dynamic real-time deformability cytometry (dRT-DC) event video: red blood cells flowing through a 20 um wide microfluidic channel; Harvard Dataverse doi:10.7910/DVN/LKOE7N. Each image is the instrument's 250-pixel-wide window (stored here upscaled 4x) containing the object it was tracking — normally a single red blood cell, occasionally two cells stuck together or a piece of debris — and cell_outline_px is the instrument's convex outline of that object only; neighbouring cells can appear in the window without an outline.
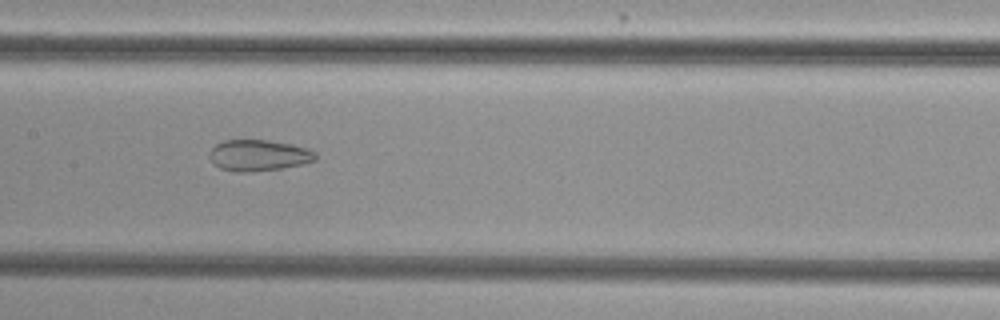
{"species": "common noctule bat (a hibernating species)", "species_latin": "Nyctalus noctula", "temperature_condition": "cold", "stored_images_in_passage": 23, "camera_frame_rate_fps": 3000, "um_per_image_px": 0.085, "animal": {"sex": "female", "body_mass_g": 29.2, "forearm_length_mm": 56.3}, "frame": {"image": 1, "passage_image": 10, "time_ms": 3.0, "image_size_px": [1000, 320], "cell_outline_px": [[316, 160], [304, 164], [280, 168], [252, 172], [236, 172], [220, 168], [208, 156], [212, 148], [216, 144], [224, 140], [268, 140], [292, 144], [308, 148], [316, 152]], "centroid_in_image_um": [22.01, 13.2], "position_along_channel_um": 185.4, "area_um2": 19.31}}
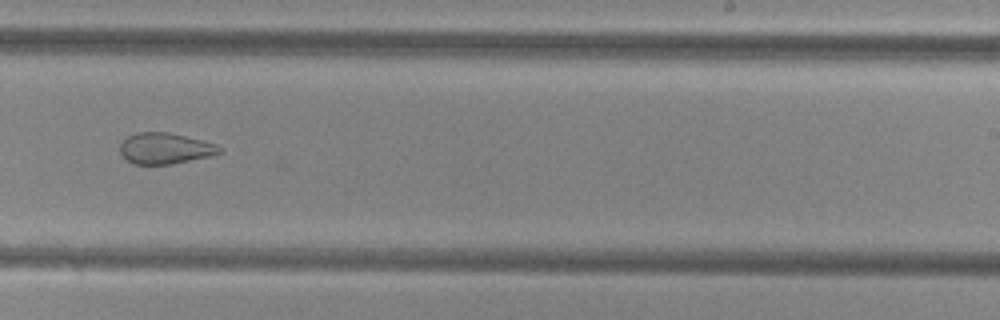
{"frame": {"image": 2, "passage_image": 17, "time_ms": 5.333, "image_size_px": [1000, 320], "cell_outline_px": [[224, 152], [212, 156], [172, 164], [132, 164], [120, 152], [120, 144], [128, 136], [136, 132], [168, 132], [216, 144], [224, 148]], "centroid_in_image_um": [14.07, 12.62], "position_along_channel_um": 274.9, "area_um2": 18.03}}
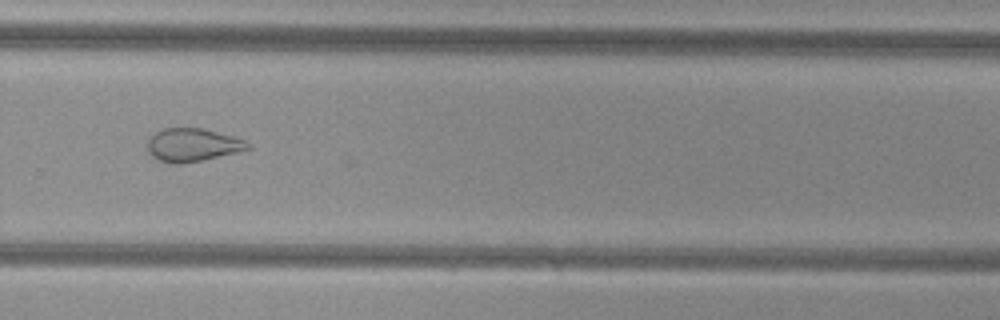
{"frame": {"image": 3, "passage_image": 20, "time_ms": 6.333, "image_size_px": [1000, 320], "cell_outline_px": [[252, 148], [204, 160], [180, 164], [176, 164], [160, 160], [152, 156], [148, 152], [148, 140], [156, 132], [164, 128], [204, 128], [232, 136], [244, 140], [252, 144]], "centroid_in_image_um": [16.39, 12.32], "position_along_channel_um": 313.4, "area_um2": 19.31}}